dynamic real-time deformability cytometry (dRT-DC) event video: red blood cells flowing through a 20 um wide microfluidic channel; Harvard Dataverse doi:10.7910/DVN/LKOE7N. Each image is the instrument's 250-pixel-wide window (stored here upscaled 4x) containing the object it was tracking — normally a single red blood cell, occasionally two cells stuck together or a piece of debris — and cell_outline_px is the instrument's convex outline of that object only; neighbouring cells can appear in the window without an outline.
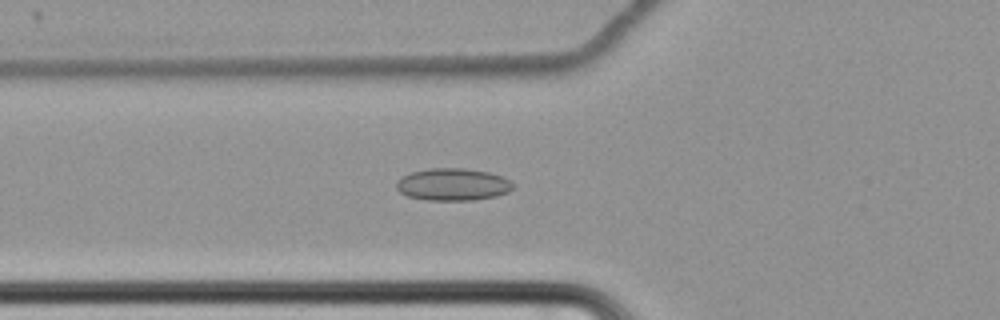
{"species": "common noctule bat (a hibernating species)", "species_latin": "Nyctalus noctula", "temperature_condition": "cold", "stored_images_in_passage": 65, "camera_frame_rate_fps": 3000, "um_per_image_px": 0.085, "animal": {"sex": "female", "body_mass_g": 22.7, "forearm_length_mm": 54.2}, "frame": {"image": 1, "passage_image": 27, "time_ms": 8.667, "image_size_px": [1000, 320], "cell_outline_px": [[512, 188], [508, 192], [496, 196], [472, 200], [424, 200], [408, 196], [400, 192], [396, 188], [396, 184], [404, 176], [412, 172], [432, 168], [464, 168], [488, 172], [500, 176], [508, 180], [512, 184]], "centroid_in_image_um": [38.48, 15.68], "position_along_channel_um": 87.3, "area_um2": 21.62}}
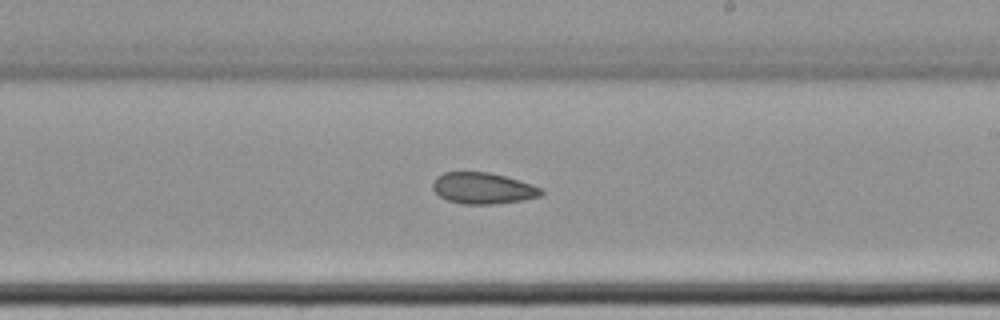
{"frame": {"image": 2, "passage_image": 41, "time_ms": 13.333, "image_size_px": [1000, 320], "cell_outline_px": [[544, 192], [540, 196], [520, 200], [492, 204], [460, 204], [448, 200], [440, 196], [432, 188], [432, 184], [436, 176], [444, 172], [488, 172], [504, 176], [532, 184], [544, 188]], "centroid_in_image_um": [41.04, 15.99], "position_along_channel_um": 248.0, "area_um2": 19.71}}
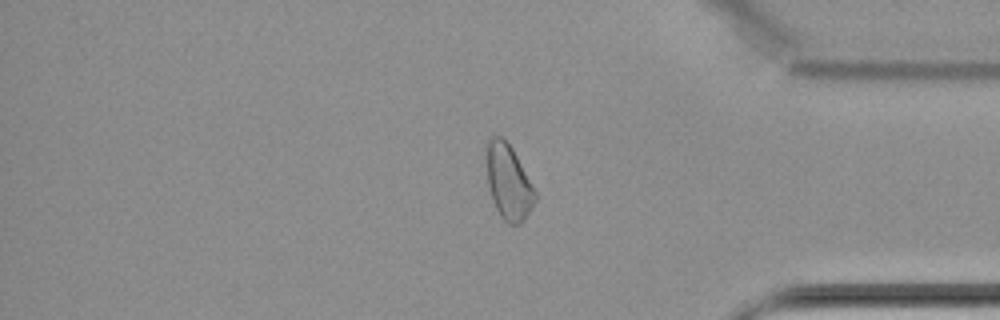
{"frame": {"image": 3, "passage_image": 55, "time_ms": 18.0, "image_size_px": [1000, 320], "cell_outline_px": [[536, 200], [524, 220], [520, 224], [508, 224], [500, 216], [492, 200], [488, 184], [484, 148], [488, 136], [500, 136], [512, 148], [536, 192]], "centroid_in_image_um": [43.17, 15.44], "position_along_channel_um": 392.0, "area_um2": 21.44}, "authors_computed_cell_mechanics": {"area_um2": 22.3108, "velocity_mm_per_s": 3.4534, "shape_relaxation_time_tau1_ms": null, "shape_relaxation_time_tau2_ms": 6.6245, "deformation_change_tau1": null, "deformation_change_tau2": 0.118}}